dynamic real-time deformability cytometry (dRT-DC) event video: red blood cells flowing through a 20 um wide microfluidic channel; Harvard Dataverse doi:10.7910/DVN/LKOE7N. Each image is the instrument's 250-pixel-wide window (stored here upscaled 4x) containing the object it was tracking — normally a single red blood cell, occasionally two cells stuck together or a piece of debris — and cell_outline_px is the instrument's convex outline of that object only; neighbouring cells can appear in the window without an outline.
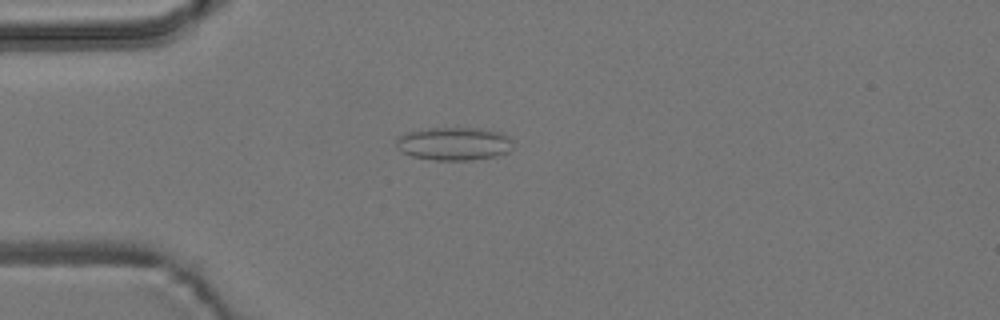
{"species": "common noctule bat (a hibernating species)", "species_latin": "Nyctalus noctula", "temperature_condition": "room temperature", "stored_images_in_passage": 1, "camera_frame_rate_fps": 3000, "um_per_image_px": 0.085, "animal": {"sex": "male", "body_mass_g": 19.2, "forearm_length_mm": 51.8}, "frame": {"image": 1, "passage_image": 1, "time_ms": 0.0, "image_size_px": [1000, 320], "cell_outline_px": [[512, 148], [508, 152], [496, 156], [468, 160], [436, 160], [412, 156], [404, 152], [396, 144], [396, 136], [408, 132], [428, 128], [480, 128], [500, 132], [508, 136], [512, 140]], "centroid_in_image_um": [38.61, 12.2], "position_along_channel_um": 46.4, "area_um2": 22.48}}